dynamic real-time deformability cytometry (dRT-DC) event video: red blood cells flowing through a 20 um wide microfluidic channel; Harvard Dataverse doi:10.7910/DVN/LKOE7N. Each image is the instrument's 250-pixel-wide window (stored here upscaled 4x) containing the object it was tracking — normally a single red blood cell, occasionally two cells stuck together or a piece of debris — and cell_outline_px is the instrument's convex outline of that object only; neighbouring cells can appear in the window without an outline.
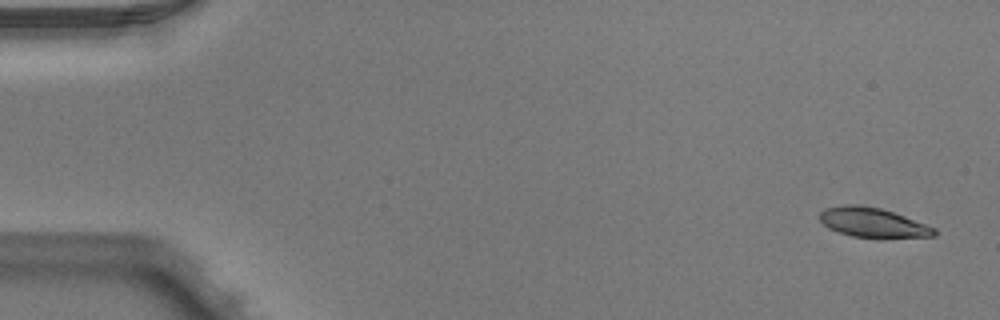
{"species": "Egyptian fruit bat (a non-hibernating species)", "species_latin": "Rousettus aegyptiacus", "temperature_condition": "warm", "stored_images_in_passage": 4, "camera_frame_rate_fps": 3000, "um_per_image_px": 0.085, "animal": {"sex": "male"}, "frame": {"image": 1, "passage_image": 1, "time_ms": 0.0, "image_size_px": [1000, 320], "cell_outline_px": [[936, 236], [852, 236], [828, 228], [820, 220], [820, 212], [824, 208], [844, 204], [856, 204], [880, 208], [904, 216], [936, 228]], "centroid_in_image_um": [74.13, 18.88], "position_along_channel_um": 10.9, "area_um2": 19.07}}
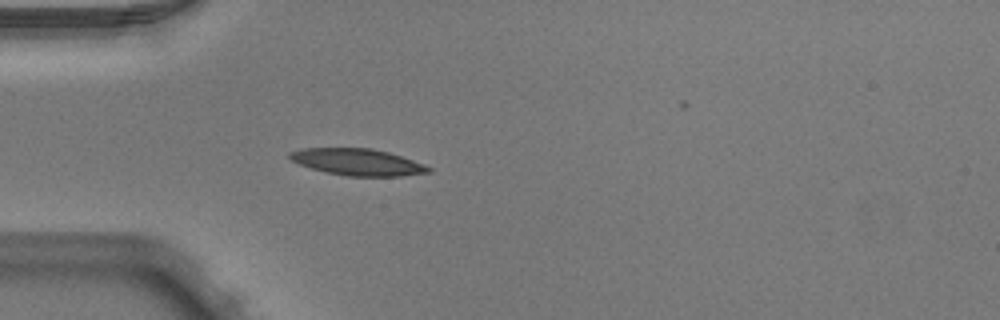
{"frame": {"image": 2, "passage_image": 4, "time_ms": 1.0, "image_size_px": [1000, 320], "cell_outline_px": [[432, 172], [400, 176], [348, 176], [328, 172], [312, 168], [300, 164], [292, 160], [288, 156], [288, 152], [304, 148], [372, 148], [388, 152], [424, 164], [432, 168]], "centroid_in_image_um": [30.41, 13.77], "position_along_channel_um": 54.6, "area_um2": 21.39}}